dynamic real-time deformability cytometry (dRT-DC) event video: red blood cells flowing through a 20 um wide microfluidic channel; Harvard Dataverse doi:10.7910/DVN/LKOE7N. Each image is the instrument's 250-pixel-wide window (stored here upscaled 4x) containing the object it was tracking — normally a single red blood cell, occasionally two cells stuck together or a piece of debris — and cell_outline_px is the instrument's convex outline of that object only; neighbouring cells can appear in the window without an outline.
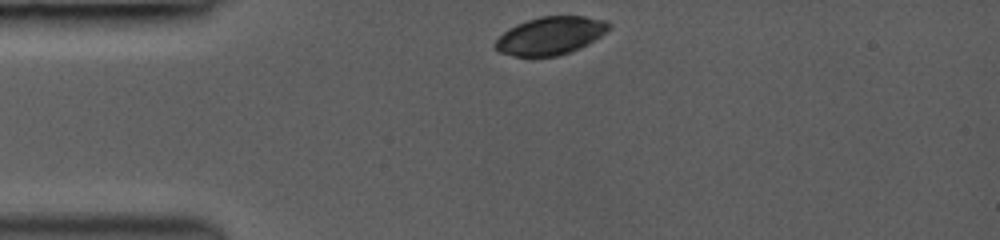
{"species": "common noctule bat (a hibernating species)", "species_latin": "Nyctalus noctula", "temperature_condition": "room temperature", "stored_images_in_passage": 27, "camera_frame_rate_fps": 3000, "um_per_image_px": 0.085, "animal": {"sex": "female", "body_mass_g": 19.0, "forearm_length_mm": 53.3}, "frame": {"image": 1, "passage_image": 1, "time_ms": 0.0, "image_size_px": [1000, 240], "cell_outline_px": [[612, 24], [600, 36], [588, 44], [580, 48], [556, 56], [512, 56], [500, 52], [492, 44], [508, 28], [516, 24], [540, 16], [584, 16], [608, 20]], "centroid_in_image_um": [46.78, 3.02], "position_along_channel_um": 38.2, "area_um2": 25.03}}
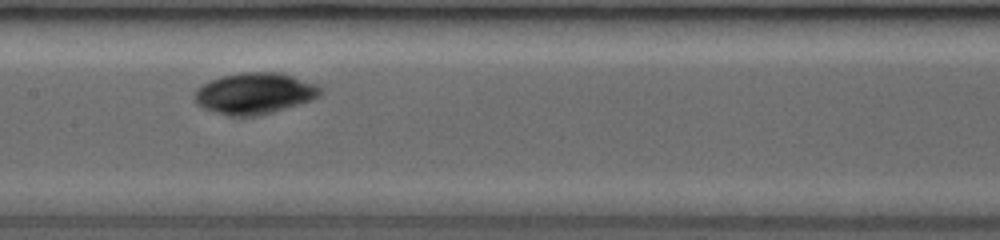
{"frame": {"image": 2, "passage_image": 15, "time_ms": 4.333, "image_size_px": [1000, 240], "cell_outline_px": [[324, 88], [320, 96], [312, 100], [272, 112], [256, 116], [228, 116], [204, 108], [196, 104], [196, 88], [220, 76], [240, 72], [284, 72], [320, 84]], "centroid_in_image_um": [21.72, 7.91], "position_along_channel_um": 185.7, "area_um2": 30.58}}
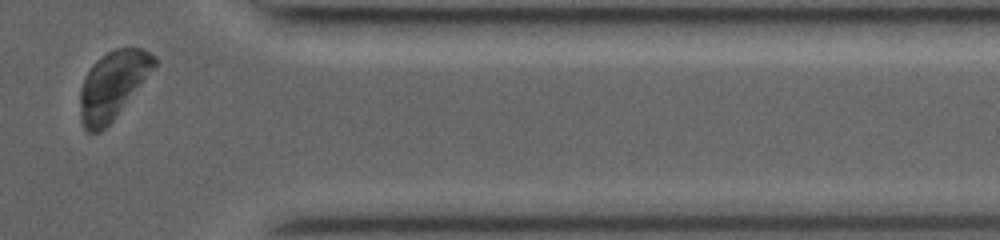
{"frame": {"image": 3, "passage_image": 27, "time_ms": 9.667, "image_size_px": [1000, 240], "cell_outline_px": [[156, 64], [144, 80], [116, 116], [100, 132], [88, 132], [84, 128], [80, 116], [80, 88], [84, 76], [92, 64], [100, 56], [116, 48], [140, 48], [156, 56]], "centroid_in_image_um": [9.54, 7.22], "position_along_channel_um": 401.9, "area_um2": 28.9}, "authors_computed_cell_mechanics": {"area_um2": 29.2468, "velocity_mm_per_s": 4.1345, "shape_relaxation_time_tau1_ms": 3.6194, "shape_relaxation_time_tau2_ms": null, "deformation_change_tau1": 0.2166, "deformation_change_tau2": null}}